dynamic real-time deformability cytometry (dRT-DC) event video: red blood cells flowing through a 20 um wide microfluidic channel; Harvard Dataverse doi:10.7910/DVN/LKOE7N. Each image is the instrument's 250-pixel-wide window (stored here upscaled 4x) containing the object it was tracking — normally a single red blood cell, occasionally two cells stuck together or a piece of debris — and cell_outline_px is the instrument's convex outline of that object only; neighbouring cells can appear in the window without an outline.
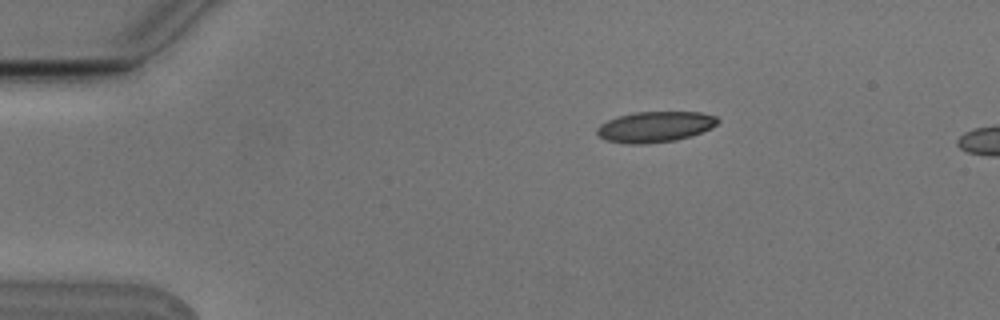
{"species": "Egyptian fruit bat (a non-hibernating species)", "species_latin": "Rousettus aegyptiacus", "temperature_condition": "cold", "stored_images_in_passage": 4, "camera_frame_rate_fps": 3000, "um_per_image_px": 0.085, "animal": {"sex": "male"}, "frame": {"image": 1, "passage_image": 1, "time_ms": 0.0, "image_size_px": [1000, 320], "cell_outline_px": [[720, 120], [716, 124], [700, 132], [676, 140], [644, 144], [628, 144], [608, 140], [600, 136], [596, 132], [596, 128], [600, 124], [608, 120], [632, 112], [700, 112], [716, 116]], "centroid_in_image_um": [55.66, 10.77], "position_along_channel_um": 29.3, "area_um2": 21.33}}
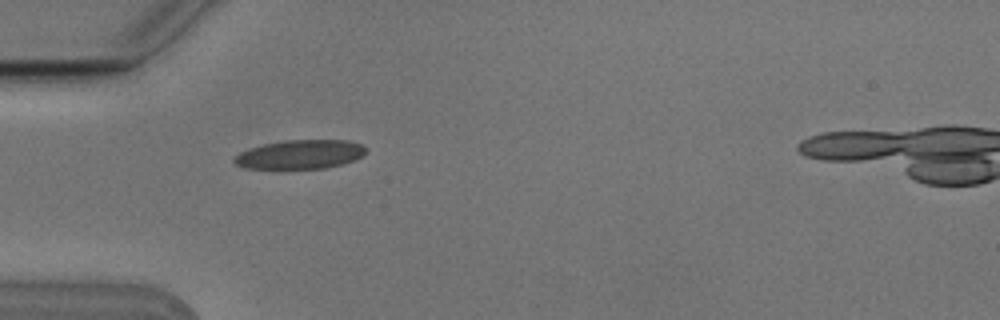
{"frame": {"image": 2, "passage_image": 3, "time_ms": 0.667, "image_size_px": [1000, 320], "cell_outline_px": [[364, 152], [360, 156], [344, 164], [324, 168], [244, 168], [236, 164], [232, 160], [240, 152], [264, 144], [288, 140], [348, 140], [360, 144], [364, 148]], "centroid_in_image_um": [25.49, 13.12], "position_along_channel_um": 59.5, "area_um2": 21.79}}